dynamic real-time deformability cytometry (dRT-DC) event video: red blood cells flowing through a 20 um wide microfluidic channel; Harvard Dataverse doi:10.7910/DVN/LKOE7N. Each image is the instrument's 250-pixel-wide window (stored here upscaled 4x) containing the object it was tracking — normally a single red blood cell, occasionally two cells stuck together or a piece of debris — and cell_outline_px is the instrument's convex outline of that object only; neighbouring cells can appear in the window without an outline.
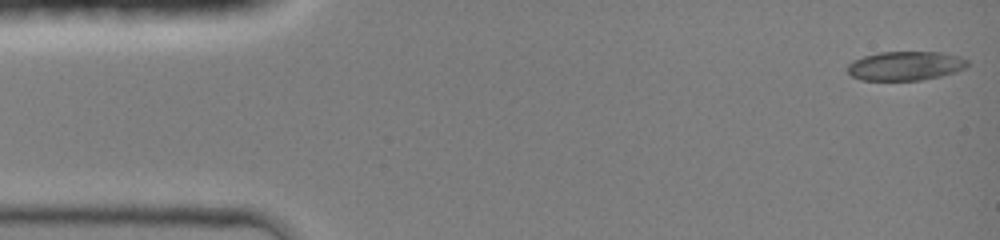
{"species": "common noctule bat (a hibernating species)", "species_latin": "Nyctalus noctula", "temperature_condition": "room temperature", "stored_images_in_passage": 45, "camera_frame_rate_fps": 3000, "um_per_image_px": 0.085, "animal": {"sex": "female", "body_mass_g": 19.0, "forearm_length_mm": 51.5}, "frame": {"image": 1, "passage_image": 1, "time_ms": 0.0, "image_size_px": [1000, 240], "cell_outline_px": [[968, 64], [964, 68], [940, 76], [920, 80], [860, 80], [852, 76], [848, 72], [848, 64], [852, 60], [864, 56], [880, 52], [940, 52], [960, 56], [968, 60]], "centroid_in_image_um": [76.93, 5.59], "position_along_channel_um": 8.1, "area_um2": 20.23}}
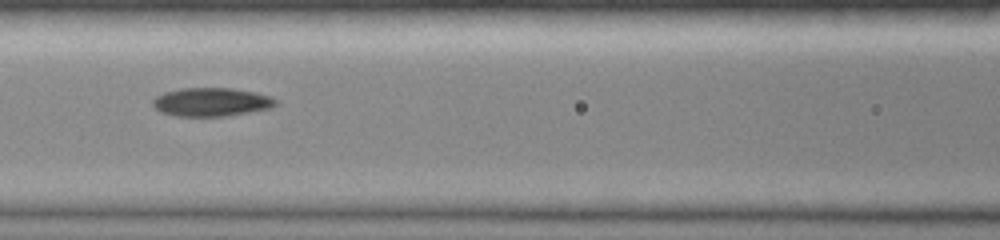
{"frame": {"image": 2, "passage_image": 19, "time_ms": 6.0, "image_size_px": [1000, 240], "cell_outline_px": [[280, 104], [272, 108], [224, 116], [176, 116], [160, 112], [152, 104], [152, 100], [156, 96], [164, 92], [180, 88], [232, 88], [256, 92], [272, 96]], "centroid_in_image_um": [17.99, 8.66], "position_along_channel_um": 148.6, "area_um2": 20.63}}
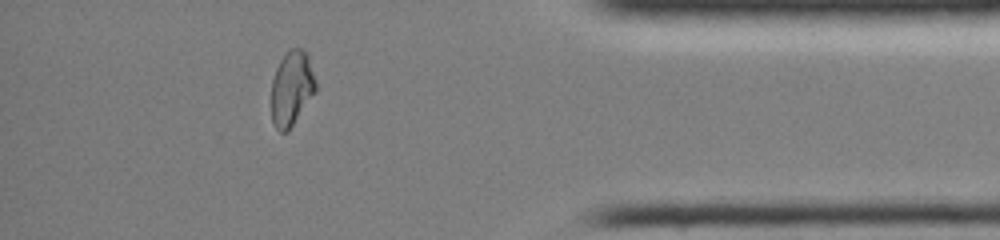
{"frame": {"image": 3, "passage_image": 39, "time_ms": 12.667, "image_size_px": [1000, 240], "cell_outline_px": [[316, 92], [288, 132], [280, 132], [276, 128], [272, 120], [272, 80], [276, 68], [280, 60], [292, 48], [300, 48], [308, 56], [316, 80]], "centroid_in_image_um": [24.8, 7.54], "position_along_channel_um": 410.4, "area_um2": 19.25}, "authors_computed_cell_mechanics": {"area_um2": 20.2878, "velocity_mm_per_s": 4.2578, "shape_relaxation_time_tau1_ms": null, "shape_relaxation_time_tau2_ms": 4.1314, "deformation_change_tau1": null, "deformation_change_tau2": 0.0769}}